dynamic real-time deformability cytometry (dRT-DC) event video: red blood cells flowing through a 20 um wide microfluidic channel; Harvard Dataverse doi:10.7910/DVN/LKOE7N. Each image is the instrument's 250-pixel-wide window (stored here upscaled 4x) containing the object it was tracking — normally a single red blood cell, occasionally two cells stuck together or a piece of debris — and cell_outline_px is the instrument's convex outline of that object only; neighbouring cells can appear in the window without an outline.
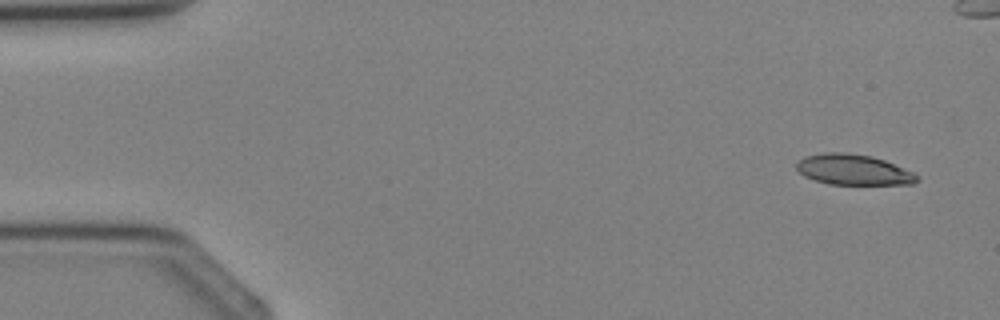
{"species": "Egyptian fruit bat (a non-hibernating species)", "species_latin": "Rousettus aegyptiacus", "temperature_condition": "cold", "stored_images_in_passage": 5, "camera_frame_rate_fps": 3000, "um_per_image_px": 0.085, "animal": {"sex": "female"}, "frame": {"image": 1, "passage_image": 1, "time_ms": 0.0, "image_size_px": [1000, 320], "cell_outline_px": [[916, 180], [912, 184], [828, 184], [804, 176], [796, 168], [796, 164], [804, 156], [824, 152], [844, 152], [872, 156], [884, 160], [912, 172], [916, 176]], "centroid_in_image_um": [72.48, 14.41], "position_along_channel_um": 12.5, "area_um2": 21.15}}
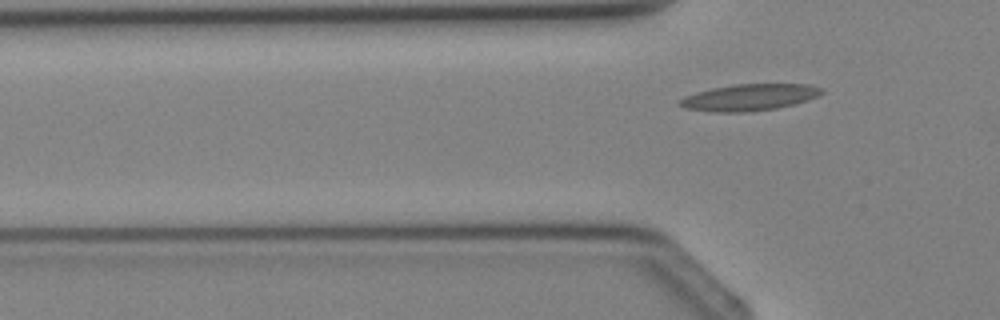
{"frame": {"image": 2, "passage_image": 5, "time_ms": 4.667, "image_size_px": [1000, 320], "cell_outline_px": [[824, 92], [816, 96], [792, 104], [776, 108], [744, 112], [716, 112], [688, 108], [676, 104], [676, 100], [684, 96], [696, 92], [712, 88], [732, 84], [808, 84], [824, 88]], "centroid_in_image_um": [63.64, 8.26], "position_along_channel_um": 62.2, "area_um2": 21.85}}